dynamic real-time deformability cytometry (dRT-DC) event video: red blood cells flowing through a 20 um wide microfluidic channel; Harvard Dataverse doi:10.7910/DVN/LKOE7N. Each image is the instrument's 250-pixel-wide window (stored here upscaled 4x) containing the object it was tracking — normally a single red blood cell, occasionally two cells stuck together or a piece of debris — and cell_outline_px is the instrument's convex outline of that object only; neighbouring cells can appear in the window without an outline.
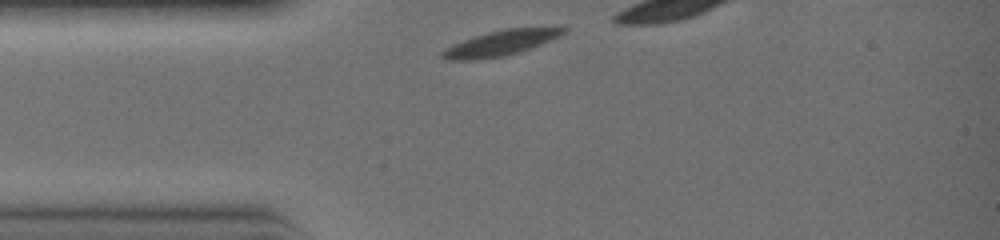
{"species": "common noctule bat (a hibernating species)", "species_latin": "Nyctalus noctula", "temperature_condition": "warm", "stored_images_in_passage": 7, "camera_frame_rate_fps": 3000, "um_per_image_px": 0.085, "animal": {"sex": "female", "body_mass_g": 19.0, "forearm_length_mm": 51.5}, "frame": {"image": 1, "passage_image": 1, "time_ms": 0.0, "image_size_px": [1000, 240], "cell_outline_px": [[568, 28], [564, 32], [540, 44], [520, 52], [504, 56], [480, 60], [448, 60], [440, 56], [440, 52], [444, 48], [452, 44], [488, 32], [504, 28]], "centroid_in_image_um": [42.42, 3.69], "position_along_channel_um": 42.6, "area_um2": 17.51}}